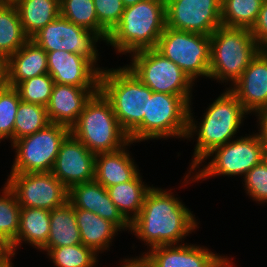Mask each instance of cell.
Here are the masks:
<instances>
[{
	"label": "cell",
	"mask_w": 267,
	"mask_h": 267,
	"mask_svg": "<svg viewBox=\"0 0 267 267\" xmlns=\"http://www.w3.org/2000/svg\"><path fill=\"white\" fill-rule=\"evenodd\" d=\"M210 51L209 79L232 82L231 87L260 52V46L250 29L220 26L210 35Z\"/></svg>",
	"instance_id": "cell-4"
},
{
	"label": "cell",
	"mask_w": 267,
	"mask_h": 267,
	"mask_svg": "<svg viewBox=\"0 0 267 267\" xmlns=\"http://www.w3.org/2000/svg\"><path fill=\"white\" fill-rule=\"evenodd\" d=\"M260 52L267 58V40L260 46Z\"/></svg>",
	"instance_id": "cell-45"
},
{
	"label": "cell",
	"mask_w": 267,
	"mask_h": 267,
	"mask_svg": "<svg viewBox=\"0 0 267 267\" xmlns=\"http://www.w3.org/2000/svg\"><path fill=\"white\" fill-rule=\"evenodd\" d=\"M12 258H13V256H11V257H8V267H14V265H13V263H12ZM13 265V266H12Z\"/></svg>",
	"instance_id": "cell-47"
},
{
	"label": "cell",
	"mask_w": 267,
	"mask_h": 267,
	"mask_svg": "<svg viewBox=\"0 0 267 267\" xmlns=\"http://www.w3.org/2000/svg\"><path fill=\"white\" fill-rule=\"evenodd\" d=\"M75 216L82 244L97 254L109 250L115 235L121 231L114 223L91 211L75 209Z\"/></svg>",
	"instance_id": "cell-23"
},
{
	"label": "cell",
	"mask_w": 267,
	"mask_h": 267,
	"mask_svg": "<svg viewBox=\"0 0 267 267\" xmlns=\"http://www.w3.org/2000/svg\"><path fill=\"white\" fill-rule=\"evenodd\" d=\"M248 114H256L267 106V58L259 52L229 87Z\"/></svg>",
	"instance_id": "cell-18"
},
{
	"label": "cell",
	"mask_w": 267,
	"mask_h": 267,
	"mask_svg": "<svg viewBox=\"0 0 267 267\" xmlns=\"http://www.w3.org/2000/svg\"><path fill=\"white\" fill-rule=\"evenodd\" d=\"M250 31L259 46L267 40V0H263L256 23Z\"/></svg>",
	"instance_id": "cell-38"
},
{
	"label": "cell",
	"mask_w": 267,
	"mask_h": 267,
	"mask_svg": "<svg viewBox=\"0 0 267 267\" xmlns=\"http://www.w3.org/2000/svg\"><path fill=\"white\" fill-rule=\"evenodd\" d=\"M68 202L75 209L91 211L111 221L121 231H130V223L110 199L107 189L95 180L72 186L68 190Z\"/></svg>",
	"instance_id": "cell-17"
},
{
	"label": "cell",
	"mask_w": 267,
	"mask_h": 267,
	"mask_svg": "<svg viewBox=\"0 0 267 267\" xmlns=\"http://www.w3.org/2000/svg\"><path fill=\"white\" fill-rule=\"evenodd\" d=\"M144 183L139 172L130 181L106 188L110 199L129 223L140 213L144 198L151 188Z\"/></svg>",
	"instance_id": "cell-27"
},
{
	"label": "cell",
	"mask_w": 267,
	"mask_h": 267,
	"mask_svg": "<svg viewBox=\"0 0 267 267\" xmlns=\"http://www.w3.org/2000/svg\"><path fill=\"white\" fill-rule=\"evenodd\" d=\"M69 134L68 127L50 123L44 129L14 141L11 147L16 153L10 173L51 172L60 146Z\"/></svg>",
	"instance_id": "cell-11"
},
{
	"label": "cell",
	"mask_w": 267,
	"mask_h": 267,
	"mask_svg": "<svg viewBox=\"0 0 267 267\" xmlns=\"http://www.w3.org/2000/svg\"><path fill=\"white\" fill-rule=\"evenodd\" d=\"M262 2L263 0H222V26L251 29L256 23Z\"/></svg>",
	"instance_id": "cell-29"
},
{
	"label": "cell",
	"mask_w": 267,
	"mask_h": 267,
	"mask_svg": "<svg viewBox=\"0 0 267 267\" xmlns=\"http://www.w3.org/2000/svg\"><path fill=\"white\" fill-rule=\"evenodd\" d=\"M55 267H95L97 253L83 244L51 248L46 253Z\"/></svg>",
	"instance_id": "cell-31"
},
{
	"label": "cell",
	"mask_w": 267,
	"mask_h": 267,
	"mask_svg": "<svg viewBox=\"0 0 267 267\" xmlns=\"http://www.w3.org/2000/svg\"><path fill=\"white\" fill-rule=\"evenodd\" d=\"M51 173L69 190L95 176V154L71 133L64 139Z\"/></svg>",
	"instance_id": "cell-15"
},
{
	"label": "cell",
	"mask_w": 267,
	"mask_h": 267,
	"mask_svg": "<svg viewBox=\"0 0 267 267\" xmlns=\"http://www.w3.org/2000/svg\"><path fill=\"white\" fill-rule=\"evenodd\" d=\"M166 28V4L162 0H144L124 8L120 22L108 34L107 44L118 53H133L156 48Z\"/></svg>",
	"instance_id": "cell-3"
},
{
	"label": "cell",
	"mask_w": 267,
	"mask_h": 267,
	"mask_svg": "<svg viewBox=\"0 0 267 267\" xmlns=\"http://www.w3.org/2000/svg\"><path fill=\"white\" fill-rule=\"evenodd\" d=\"M70 133L95 155L119 150L130 142L100 90L86 102Z\"/></svg>",
	"instance_id": "cell-5"
},
{
	"label": "cell",
	"mask_w": 267,
	"mask_h": 267,
	"mask_svg": "<svg viewBox=\"0 0 267 267\" xmlns=\"http://www.w3.org/2000/svg\"><path fill=\"white\" fill-rule=\"evenodd\" d=\"M13 4L29 38L60 15V0H17Z\"/></svg>",
	"instance_id": "cell-26"
},
{
	"label": "cell",
	"mask_w": 267,
	"mask_h": 267,
	"mask_svg": "<svg viewBox=\"0 0 267 267\" xmlns=\"http://www.w3.org/2000/svg\"><path fill=\"white\" fill-rule=\"evenodd\" d=\"M13 256L11 245L0 234V258Z\"/></svg>",
	"instance_id": "cell-42"
},
{
	"label": "cell",
	"mask_w": 267,
	"mask_h": 267,
	"mask_svg": "<svg viewBox=\"0 0 267 267\" xmlns=\"http://www.w3.org/2000/svg\"><path fill=\"white\" fill-rule=\"evenodd\" d=\"M243 177L246 194L257 203L267 202V162L253 166Z\"/></svg>",
	"instance_id": "cell-37"
},
{
	"label": "cell",
	"mask_w": 267,
	"mask_h": 267,
	"mask_svg": "<svg viewBox=\"0 0 267 267\" xmlns=\"http://www.w3.org/2000/svg\"><path fill=\"white\" fill-rule=\"evenodd\" d=\"M60 15L75 25L99 34V21L93 0H60Z\"/></svg>",
	"instance_id": "cell-33"
},
{
	"label": "cell",
	"mask_w": 267,
	"mask_h": 267,
	"mask_svg": "<svg viewBox=\"0 0 267 267\" xmlns=\"http://www.w3.org/2000/svg\"><path fill=\"white\" fill-rule=\"evenodd\" d=\"M99 21V35L107 40L108 34L120 22L124 5L122 0H93Z\"/></svg>",
	"instance_id": "cell-36"
},
{
	"label": "cell",
	"mask_w": 267,
	"mask_h": 267,
	"mask_svg": "<svg viewBox=\"0 0 267 267\" xmlns=\"http://www.w3.org/2000/svg\"><path fill=\"white\" fill-rule=\"evenodd\" d=\"M20 102V94L15 87L7 85L0 91V142L9 138L13 143L14 122Z\"/></svg>",
	"instance_id": "cell-35"
},
{
	"label": "cell",
	"mask_w": 267,
	"mask_h": 267,
	"mask_svg": "<svg viewBox=\"0 0 267 267\" xmlns=\"http://www.w3.org/2000/svg\"><path fill=\"white\" fill-rule=\"evenodd\" d=\"M226 256L216 267H235L230 260V258H227ZM231 261V262H230Z\"/></svg>",
	"instance_id": "cell-43"
},
{
	"label": "cell",
	"mask_w": 267,
	"mask_h": 267,
	"mask_svg": "<svg viewBox=\"0 0 267 267\" xmlns=\"http://www.w3.org/2000/svg\"><path fill=\"white\" fill-rule=\"evenodd\" d=\"M256 118L258 116V135L261 139V141L263 142V144L265 145V147H267V106L263 109H261L260 111H258L255 114Z\"/></svg>",
	"instance_id": "cell-40"
},
{
	"label": "cell",
	"mask_w": 267,
	"mask_h": 267,
	"mask_svg": "<svg viewBox=\"0 0 267 267\" xmlns=\"http://www.w3.org/2000/svg\"><path fill=\"white\" fill-rule=\"evenodd\" d=\"M0 267H8V257L0 258Z\"/></svg>",
	"instance_id": "cell-46"
},
{
	"label": "cell",
	"mask_w": 267,
	"mask_h": 267,
	"mask_svg": "<svg viewBox=\"0 0 267 267\" xmlns=\"http://www.w3.org/2000/svg\"><path fill=\"white\" fill-rule=\"evenodd\" d=\"M239 138V139H238ZM212 157L208 164L199 169V165L206 162L208 157ZM265 159V145L261 141L258 133L237 137L225 145L213 149L206 157L184 177V183H190L216 177L223 176H243L253 166L260 164ZM197 168L199 170H197ZM197 170V171H195ZM195 171V175L193 173ZM191 172L193 176H191ZM189 174V175H188ZM191 176V178L189 177ZM189 178V179H188ZM188 179V180H187ZM195 180V181H194ZM187 181V182H185Z\"/></svg>",
	"instance_id": "cell-7"
},
{
	"label": "cell",
	"mask_w": 267,
	"mask_h": 267,
	"mask_svg": "<svg viewBox=\"0 0 267 267\" xmlns=\"http://www.w3.org/2000/svg\"><path fill=\"white\" fill-rule=\"evenodd\" d=\"M1 191L3 192L0 196V234L11 244L19 231L21 206L6 183Z\"/></svg>",
	"instance_id": "cell-32"
},
{
	"label": "cell",
	"mask_w": 267,
	"mask_h": 267,
	"mask_svg": "<svg viewBox=\"0 0 267 267\" xmlns=\"http://www.w3.org/2000/svg\"><path fill=\"white\" fill-rule=\"evenodd\" d=\"M144 0H122L124 7L132 6Z\"/></svg>",
	"instance_id": "cell-44"
},
{
	"label": "cell",
	"mask_w": 267,
	"mask_h": 267,
	"mask_svg": "<svg viewBox=\"0 0 267 267\" xmlns=\"http://www.w3.org/2000/svg\"><path fill=\"white\" fill-rule=\"evenodd\" d=\"M98 91L99 88H79L55 83L46 105L50 122L70 129L83 112L86 102Z\"/></svg>",
	"instance_id": "cell-19"
},
{
	"label": "cell",
	"mask_w": 267,
	"mask_h": 267,
	"mask_svg": "<svg viewBox=\"0 0 267 267\" xmlns=\"http://www.w3.org/2000/svg\"><path fill=\"white\" fill-rule=\"evenodd\" d=\"M17 0H0V3H14Z\"/></svg>",
	"instance_id": "cell-48"
},
{
	"label": "cell",
	"mask_w": 267,
	"mask_h": 267,
	"mask_svg": "<svg viewBox=\"0 0 267 267\" xmlns=\"http://www.w3.org/2000/svg\"><path fill=\"white\" fill-rule=\"evenodd\" d=\"M30 38L25 34L13 3H0V57L8 59Z\"/></svg>",
	"instance_id": "cell-28"
},
{
	"label": "cell",
	"mask_w": 267,
	"mask_h": 267,
	"mask_svg": "<svg viewBox=\"0 0 267 267\" xmlns=\"http://www.w3.org/2000/svg\"><path fill=\"white\" fill-rule=\"evenodd\" d=\"M213 103L206 108L201 123L194 119L191 104L189 106V122L186 138L197 137L193 158L190 165L192 171L213 149L233 140L243 118L248 117L235 94L226 88ZM197 123V124H196ZM199 125V126H198Z\"/></svg>",
	"instance_id": "cell-2"
},
{
	"label": "cell",
	"mask_w": 267,
	"mask_h": 267,
	"mask_svg": "<svg viewBox=\"0 0 267 267\" xmlns=\"http://www.w3.org/2000/svg\"><path fill=\"white\" fill-rule=\"evenodd\" d=\"M5 183L21 207L52 211L68 201V189L51 172L10 173Z\"/></svg>",
	"instance_id": "cell-13"
},
{
	"label": "cell",
	"mask_w": 267,
	"mask_h": 267,
	"mask_svg": "<svg viewBox=\"0 0 267 267\" xmlns=\"http://www.w3.org/2000/svg\"><path fill=\"white\" fill-rule=\"evenodd\" d=\"M121 264L123 265H120V267H154L150 256L146 252H143L142 256L125 258L121 261Z\"/></svg>",
	"instance_id": "cell-39"
},
{
	"label": "cell",
	"mask_w": 267,
	"mask_h": 267,
	"mask_svg": "<svg viewBox=\"0 0 267 267\" xmlns=\"http://www.w3.org/2000/svg\"><path fill=\"white\" fill-rule=\"evenodd\" d=\"M190 104L181 96L152 92L147 96V116L129 135L131 142L161 138H185Z\"/></svg>",
	"instance_id": "cell-8"
},
{
	"label": "cell",
	"mask_w": 267,
	"mask_h": 267,
	"mask_svg": "<svg viewBox=\"0 0 267 267\" xmlns=\"http://www.w3.org/2000/svg\"><path fill=\"white\" fill-rule=\"evenodd\" d=\"M19 220L17 237L10 244L13 257L17 247L24 242L34 248L42 249L50 233V211L47 209L21 207Z\"/></svg>",
	"instance_id": "cell-24"
},
{
	"label": "cell",
	"mask_w": 267,
	"mask_h": 267,
	"mask_svg": "<svg viewBox=\"0 0 267 267\" xmlns=\"http://www.w3.org/2000/svg\"><path fill=\"white\" fill-rule=\"evenodd\" d=\"M222 0H169L166 27L174 30L211 35L221 23Z\"/></svg>",
	"instance_id": "cell-14"
},
{
	"label": "cell",
	"mask_w": 267,
	"mask_h": 267,
	"mask_svg": "<svg viewBox=\"0 0 267 267\" xmlns=\"http://www.w3.org/2000/svg\"><path fill=\"white\" fill-rule=\"evenodd\" d=\"M48 74L55 83L79 88H99L100 67L87 58L66 51L47 52Z\"/></svg>",
	"instance_id": "cell-16"
},
{
	"label": "cell",
	"mask_w": 267,
	"mask_h": 267,
	"mask_svg": "<svg viewBox=\"0 0 267 267\" xmlns=\"http://www.w3.org/2000/svg\"><path fill=\"white\" fill-rule=\"evenodd\" d=\"M155 49L181 68L193 83L200 76L209 78V35L166 27Z\"/></svg>",
	"instance_id": "cell-10"
},
{
	"label": "cell",
	"mask_w": 267,
	"mask_h": 267,
	"mask_svg": "<svg viewBox=\"0 0 267 267\" xmlns=\"http://www.w3.org/2000/svg\"><path fill=\"white\" fill-rule=\"evenodd\" d=\"M131 58L127 67L153 92L178 95L191 104L194 83L174 62L155 48L133 52Z\"/></svg>",
	"instance_id": "cell-9"
},
{
	"label": "cell",
	"mask_w": 267,
	"mask_h": 267,
	"mask_svg": "<svg viewBox=\"0 0 267 267\" xmlns=\"http://www.w3.org/2000/svg\"><path fill=\"white\" fill-rule=\"evenodd\" d=\"M168 189L151 187L140 213L130 223L132 234L150 249L163 245H180L198 228L195 215Z\"/></svg>",
	"instance_id": "cell-1"
},
{
	"label": "cell",
	"mask_w": 267,
	"mask_h": 267,
	"mask_svg": "<svg viewBox=\"0 0 267 267\" xmlns=\"http://www.w3.org/2000/svg\"><path fill=\"white\" fill-rule=\"evenodd\" d=\"M53 78L47 73L20 82L15 88L21 101L46 107L54 87Z\"/></svg>",
	"instance_id": "cell-34"
},
{
	"label": "cell",
	"mask_w": 267,
	"mask_h": 267,
	"mask_svg": "<svg viewBox=\"0 0 267 267\" xmlns=\"http://www.w3.org/2000/svg\"><path fill=\"white\" fill-rule=\"evenodd\" d=\"M45 52L66 51L79 54L95 66L99 53L96 43L104 39L96 32L75 25L59 15L30 38Z\"/></svg>",
	"instance_id": "cell-12"
},
{
	"label": "cell",
	"mask_w": 267,
	"mask_h": 267,
	"mask_svg": "<svg viewBox=\"0 0 267 267\" xmlns=\"http://www.w3.org/2000/svg\"><path fill=\"white\" fill-rule=\"evenodd\" d=\"M99 90L110 101L122 129L130 135L147 116V96L153 91L126 65L101 71Z\"/></svg>",
	"instance_id": "cell-6"
},
{
	"label": "cell",
	"mask_w": 267,
	"mask_h": 267,
	"mask_svg": "<svg viewBox=\"0 0 267 267\" xmlns=\"http://www.w3.org/2000/svg\"><path fill=\"white\" fill-rule=\"evenodd\" d=\"M7 86V59L0 57V91Z\"/></svg>",
	"instance_id": "cell-41"
},
{
	"label": "cell",
	"mask_w": 267,
	"mask_h": 267,
	"mask_svg": "<svg viewBox=\"0 0 267 267\" xmlns=\"http://www.w3.org/2000/svg\"><path fill=\"white\" fill-rule=\"evenodd\" d=\"M47 73V52L31 39L7 59L8 86L16 87L22 81Z\"/></svg>",
	"instance_id": "cell-22"
},
{
	"label": "cell",
	"mask_w": 267,
	"mask_h": 267,
	"mask_svg": "<svg viewBox=\"0 0 267 267\" xmlns=\"http://www.w3.org/2000/svg\"><path fill=\"white\" fill-rule=\"evenodd\" d=\"M154 267H216L224 258L195 244L163 245L146 251Z\"/></svg>",
	"instance_id": "cell-20"
},
{
	"label": "cell",
	"mask_w": 267,
	"mask_h": 267,
	"mask_svg": "<svg viewBox=\"0 0 267 267\" xmlns=\"http://www.w3.org/2000/svg\"><path fill=\"white\" fill-rule=\"evenodd\" d=\"M82 244L76 222L75 208L67 201L64 205L50 211V233L41 251L51 248Z\"/></svg>",
	"instance_id": "cell-25"
},
{
	"label": "cell",
	"mask_w": 267,
	"mask_h": 267,
	"mask_svg": "<svg viewBox=\"0 0 267 267\" xmlns=\"http://www.w3.org/2000/svg\"><path fill=\"white\" fill-rule=\"evenodd\" d=\"M264 160L267 162V147H265V159Z\"/></svg>",
	"instance_id": "cell-49"
},
{
	"label": "cell",
	"mask_w": 267,
	"mask_h": 267,
	"mask_svg": "<svg viewBox=\"0 0 267 267\" xmlns=\"http://www.w3.org/2000/svg\"><path fill=\"white\" fill-rule=\"evenodd\" d=\"M50 123L46 107L21 101L14 122L13 142L44 129Z\"/></svg>",
	"instance_id": "cell-30"
},
{
	"label": "cell",
	"mask_w": 267,
	"mask_h": 267,
	"mask_svg": "<svg viewBox=\"0 0 267 267\" xmlns=\"http://www.w3.org/2000/svg\"><path fill=\"white\" fill-rule=\"evenodd\" d=\"M126 146L113 152L99 153L95 155L94 180L105 188L132 180L140 170L131 158Z\"/></svg>",
	"instance_id": "cell-21"
}]
</instances>
